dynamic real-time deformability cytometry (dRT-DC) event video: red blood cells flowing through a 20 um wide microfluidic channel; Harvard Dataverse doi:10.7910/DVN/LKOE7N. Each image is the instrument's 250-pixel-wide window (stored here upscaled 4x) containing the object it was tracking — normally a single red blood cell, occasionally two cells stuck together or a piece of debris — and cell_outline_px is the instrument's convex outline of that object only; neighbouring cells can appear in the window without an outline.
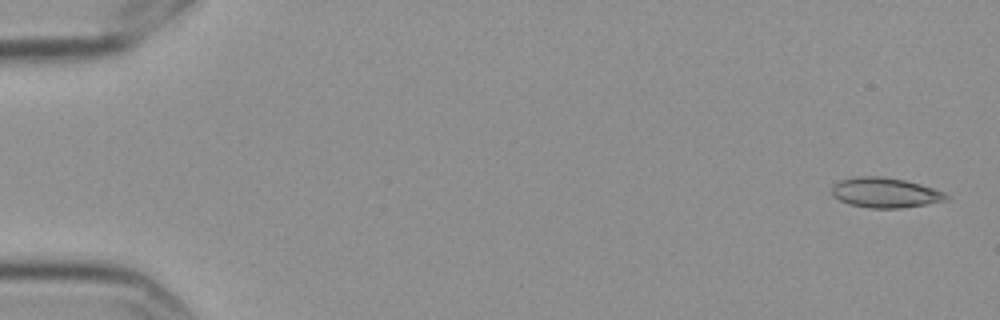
{"species": "Egyptian fruit bat (a non-hibernating species)", "species_latin": "Rousettus aegyptiacus", "temperature_condition": "cold", "stored_images_in_passage": 7, "camera_frame_rate_fps": 3000, "um_per_image_px": 0.085, "frame": {"image": 1, "passage_image": 1, "time_ms": 0.0, "image_size_px": [1000, 320], "cell_outline_px": [[952, 200], [900, 208], [872, 208], [848, 204], [832, 196], [832, 184], [840, 180], [856, 176], [880, 176], [904, 180], [920, 184], [944, 192], [952, 196]], "centroid_in_image_um": [75.26, 16.38], "position_along_channel_um": 9.7, "area_um2": 20.23}}
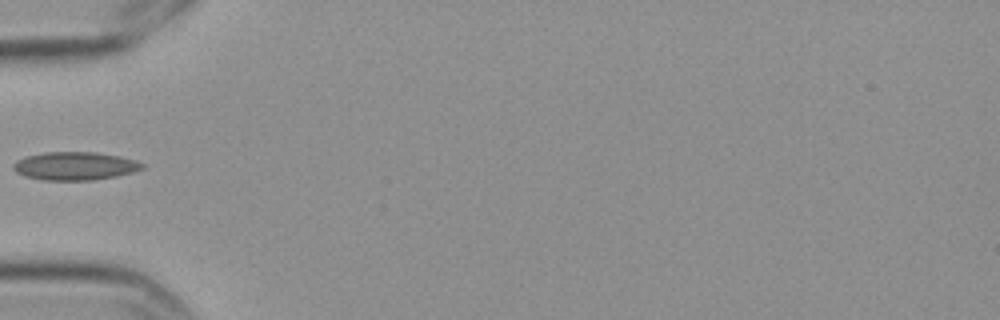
{"frame": {"image": 2, "passage_image": 6, "time_ms": 1.667, "image_size_px": [1000, 320], "cell_outline_px": [[144, 168], [132, 172], [116, 176], [92, 180], [44, 180], [28, 176], [16, 172], [12, 168], [12, 164], [16, 160], [24, 156], [44, 152], [96, 152], [120, 156], [136, 160], [144, 164]], "centroid_in_image_um": [6.36, 14.1], "position_along_channel_um": 78.6, "area_um2": 21.21}}
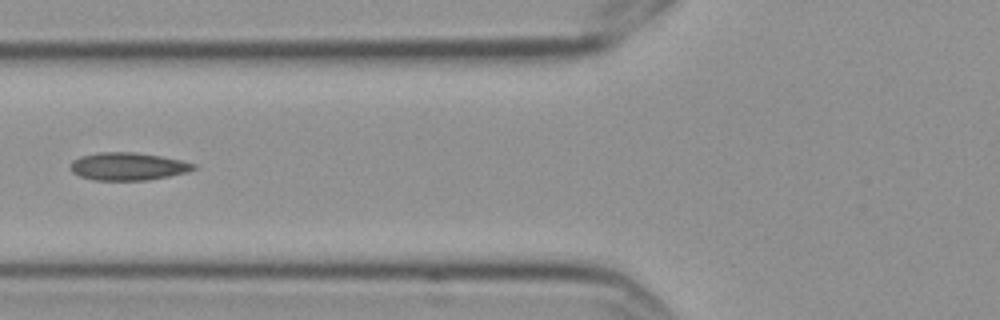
{"frame": {"image": 3, "passage_image": 7, "time_ms": 2.0, "image_size_px": [1000, 320], "cell_outline_px": [[196, 168], [188, 172], [148, 180], [96, 180], [80, 176], [72, 172], [72, 160], [80, 156], [96, 152], [136, 152], [160, 156], [180, 160], [196, 164]], "centroid_in_image_um": [10.88, 14.14], "position_along_channel_um": 114.9, "area_um2": 19.83}}